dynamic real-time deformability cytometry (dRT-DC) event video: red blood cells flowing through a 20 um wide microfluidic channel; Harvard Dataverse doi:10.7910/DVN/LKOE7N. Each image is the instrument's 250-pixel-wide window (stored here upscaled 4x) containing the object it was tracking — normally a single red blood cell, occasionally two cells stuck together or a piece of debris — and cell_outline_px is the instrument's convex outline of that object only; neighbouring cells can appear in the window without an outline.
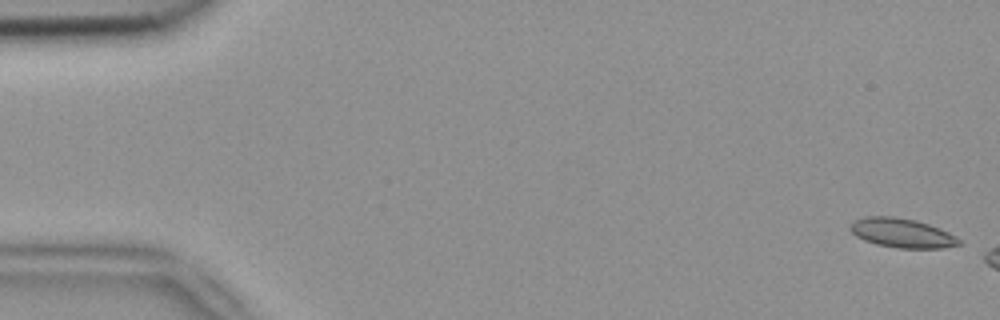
{"species": "common noctule bat (a hibernating species)", "species_latin": "Nyctalus noctula", "temperature_condition": "room temperature", "stored_images_in_passage": 3, "camera_frame_rate_fps": 3000, "um_per_image_px": 0.085, "animal": {"sex": "female", "body_mass_g": 18.4}, "frame": {"image": 1, "passage_image": 1, "time_ms": 0.0, "image_size_px": [1000, 320], "cell_outline_px": [[964, 244], [944, 248], [900, 248], [876, 244], [864, 240], [856, 236], [848, 228], [852, 220], [864, 216], [892, 216], [916, 220], [940, 228], [956, 236]], "centroid_in_image_um": [76.66, 19.8], "position_along_channel_um": 8.3, "area_um2": 18.79}}